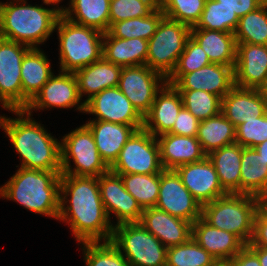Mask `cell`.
Instances as JSON below:
<instances>
[{"mask_svg":"<svg viewBox=\"0 0 267 266\" xmlns=\"http://www.w3.org/2000/svg\"><path fill=\"white\" fill-rule=\"evenodd\" d=\"M60 194L58 219L70 225L78 243L111 240L114 225L101 200L98 178L61 175Z\"/></svg>","mask_w":267,"mask_h":266,"instance_id":"6da1fadb","label":"cell"},{"mask_svg":"<svg viewBox=\"0 0 267 266\" xmlns=\"http://www.w3.org/2000/svg\"><path fill=\"white\" fill-rule=\"evenodd\" d=\"M19 118L0 116V127L22 159L21 168L62 171L61 143L24 110H12ZM27 114V115H26ZM24 115L26 117L24 118Z\"/></svg>","mask_w":267,"mask_h":266,"instance_id":"7a4b0ae2","label":"cell"},{"mask_svg":"<svg viewBox=\"0 0 267 266\" xmlns=\"http://www.w3.org/2000/svg\"><path fill=\"white\" fill-rule=\"evenodd\" d=\"M61 171L19 168L0 188V196L58 220Z\"/></svg>","mask_w":267,"mask_h":266,"instance_id":"3957f363","label":"cell"},{"mask_svg":"<svg viewBox=\"0 0 267 266\" xmlns=\"http://www.w3.org/2000/svg\"><path fill=\"white\" fill-rule=\"evenodd\" d=\"M15 1L10 4L0 2V37L36 48L56 30L64 8L26 5V0H17L21 3L15 5Z\"/></svg>","mask_w":267,"mask_h":266,"instance_id":"277c9868","label":"cell"},{"mask_svg":"<svg viewBox=\"0 0 267 266\" xmlns=\"http://www.w3.org/2000/svg\"><path fill=\"white\" fill-rule=\"evenodd\" d=\"M55 28L60 42V69L76 72L102 58L104 33L72 22L62 14Z\"/></svg>","mask_w":267,"mask_h":266,"instance_id":"5b68a950","label":"cell"},{"mask_svg":"<svg viewBox=\"0 0 267 266\" xmlns=\"http://www.w3.org/2000/svg\"><path fill=\"white\" fill-rule=\"evenodd\" d=\"M258 198L248 194L227 193L202 205V218L211 226L234 233L246 245L253 235Z\"/></svg>","mask_w":267,"mask_h":266,"instance_id":"8992f818","label":"cell"},{"mask_svg":"<svg viewBox=\"0 0 267 266\" xmlns=\"http://www.w3.org/2000/svg\"><path fill=\"white\" fill-rule=\"evenodd\" d=\"M110 241L130 266H166L168 248L140 223L115 225Z\"/></svg>","mask_w":267,"mask_h":266,"instance_id":"52a82bcc","label":"cell"},{"mask_svg":"<svg viewBox=\"0 0 267 266\" xmlns=\"http://www.w3.org/2000/svg\"><path fill=\"white\" fill-rule=\"evenodd\" d=\"M190 36L189 26L164 16L148 40L146 65L167 79L174 71Z\"/></svg>","mask_w":267,"mask_h":266,"instance_id":"ba28073f","label":"cell"},{"mask_svg":"<svg viewBox=\"0 0 267 266\" xmlns=\"http://www.w3.org/2000/svg\"><path fill=\"white\" fill-rule=\"evenodd\" d=\"M70 158L74 161V169H71ZM61 168V175L96 178L110 171L98 152L92 132L85 124L63 137Z\"/></svg>","mask_w":267,"mask_h":266,"instance_id":"9c48e42d","label":"cell"},{"mask_svg":"<svg viewBox=\"0 0 267 266\" xmlns=\"http://www.w3.org/2000/svg\"><path fill=\"white\" fill-rule=\"evenodd\" d=\"M163 170L157 137L143 128L131 135L110 167L114 174H157Z\"/></svg>","mask_w":267,"mask_h":266,"instance_id":"30bf717a","label":"cell"},{"mask_svg":"<svg viewBox=\"0 0 267 266\" xmlns=\"http://www.w3.org/2000/svg\"><path fill=\"white\" fill-rule=\"evenodd\" d=\"M29 49L0 37V102L10 111L22 110L21 64Z\"/></svg>","mask_w":267,"mask_h":266,"instance_id":"8fae6325","label":"cell"},{"mask_svg":"<svg viewBox=\"0 0 267 266\" xmlns=\"http://www.w3.org/2000/svg\"><path fill=\"white\" fill-rule=\"evenodd\" d=\"M167 79L147 65L122 67L118 88L144 117Z\"/></svg>","mask_w":267,"mask_h":266,"instance_id":"7c38bea8","label":"cell"},{"mask_svg":"<svg viewBox=\"0 0 267 266\" xmlns=\"http://www.w3.org/2000/svg\"><path fill=\"white\" fill-rule=\"evenodd\" d=\"M156 208L192 224L202 216V205L184 186L175 170L160 173L159 196Z\"/></svg>","mask_w":267,"mask_h":266,"instance_id":"4fadbf2b","label":"cell"},{"mask_svg":"<svg viewBox=\"0 0 267 266\" xmlns=\"http://www.w3.org/2000/svg\"><path fill=\"white\" fill-rule=\"evenodd\" d=\"M85 113L96 120L130 126H143V117L117 87L107 88L85 102Z\"/></svg>","mask_w":267,"mask_h":266,"instance_id":"5bb4252c","label":"cell"},{"mask_svg":"<svg viewBox=\"0 0 267 266\" xmlns=\"http://www.w3.org/2000/svg\"><path fill=\"white\" fill-rule=\"evenodd\" d=\"M100 195L107 215L114 213L117 224L139 223L143 209L137 200L125 189L120 175L111 171L98 177Z\"/></svg>","mask_w":267,"mask_h":266,"instance_id":"9a60e30c","label":"cell"},{"mask_svg":"<svg viewBox=\"0 0 267 266\" xmlns=\"http://www.w3.org/2000/svg\"><path fill=\"white\" fill-rule=\"evenodd\" d=\"M80 100L74 73L61 71L59 75L53 74L49 78L24 111L31 114L34 109L71 108L76 105L77 110L84 112L85 102L80 103Z\"/></svg>","mask_w":267,"mask_h":266,"instance_id":"2e32d148","label":"cell"},{"mask_svg":"<svg viewBox=\"0 0 267 266\" xmlns=\"http://www.w3.org/2000/svg\"><path fill=\"white\" fill-rule=\"evenodd\" d=\"M175 171L184 186L201 205L227 194L221 187L215 167L208 157L181 165Z\"/></svg>","mask_w":267,"mask_h":266,"instance_id":"e0dca14e","label":"cell"},{"mask_svg":"<svg viewBox=\"0 0 267 266\" xmlns=\"http://www.w3.org/2000/svg\"><path fill=\"white\" fill-rule=\"evenodd\" d=\"M236 44L235 86L259 90L267 80V45Z\"/></svg>","mask_w":267,"mask_h":266,"instance_id":"ac0fdd59","label":"cell"},{"mask_svg":"<svg viewBox=\"0 0 267 266\" xmlns=\"http://www.w3.org/2000/svg\"><path fill=\"white\" fill-rule=\"evenodd\" d=\"M173 86L177 90H204L222 99L235 86L234 68L211 63L185 73Z\"/></svg>","mask_w":267,"mask_h":266,"instance_id":"d6986e66","label":"cell"},{"mask_svg":"<svg viewBox=\"0 0 267 266\" xmlns=\"http://www.w3.org/2000/svg\"><path fill=\"white\" fill-rule=\"evenodd\" d=\"M183 107L180 92L166 83L157 93L149 112L143 117V129L158 137L169 133Z\"/></svg>","mask_w":267,"mask_h":266,"instance_id":"ffe728a7","label":"cell"},{"mask_svg":"<svg viewBox=\"0 0 267 266\" xmlns=\"http://www.w3.org/2000/svg\"><path fill=\"white\" fill-rule=\"evenodd\" d=\"M139 223L165 247L181 245L192 237V223L156 207L144 209Z\"/></svg>","mask_w":267,"mask_h":266,"instance_id":"44dd1931","label":"cell"},{"mask_svg":"<svg viewBox=\"0 0 267 266\" xmlns=\"http://www.w3.org/2000/svg\"><path fill=\"white\" fill-rule=\"evenodd\" d=\"M192 237L218 262H230L246 246L234 233L215 228L202 217L192 224Z\"/></svg>","mask_w":267,"mask_h":266,"instance_id":"7402d4cb","label":"cell"},{"mask_svg":"<svg viewBox=\"0 0 267 266\" xmlns=\"http://www.w3.org/2000/svg\"><path fill=\"white\" fill-rule=\"evenodd\" d=\"M221 113L236 128L247 120L264 116L267 109L260 90L234 86L221 99Z\"/></svg>","mask_w":267,"mask_h":266,"instance_id":"603a6c76","label":"cell"},{"mask_svg":"<svg viewBox=\"0 0 267 266\" xmlns=\"http://www.w3.org/2000/svg\"><path fill=\"white\" fill-rule=\"evenodd\" d=\"M93 134L98 152L111 167L131 135L143 126H130L119 123L90 120L85 124Z\"/></svg>","mask_w":267,"mask_h":266,"instance_id":"cb8c5ba5","label":"cell"},{"mask_svg":"<svg viewBox=\"0 0 267 266\" xmlns=\"http://www.w3.org/2000/svg\"><path fill=\"white\" fill-rule=\"evenodd\" d=\"M158 137L160 161L164 170H175L181 165L198 162L207 157L196 137L171 133Z\"/></svg>","mask_w":267,"mask_h":266,"instance_id":"d4e9b609","label":"cell"},{"mask_svg":"<svg viewBox=\"0 0 267 266\" xmlns=\"http://www.w3.org/2000/svg\"><path fill=\"white\" fill-rule=\"evenodd\" d=\"M122 66L106 61L103 57L92 64L74 72L78 84L79 95L87 94L86 102L104 89L117 87Z\"/></svg>","mask_w":267,"mask_h":266,"instance_id":"484cf974","label":"cell"},{"mask_svg":"<svg viewBox=\"0 0 267 266\" xmlns=\"http://www.w3.org/2000/svg\"><path fill=\"white\" fill-rule=\"evenodd\" d=\"M49 61L40 49L30 48L24 55L21 64L22 110L41 90L53 75Z\"/></svg>","mask_w":267,"mask_h":266,"instance_id":"4316f807","label":"cell"},{"mask_svg":"<svg viewBox=\"0 0 267 266\" xmlns=\"http://www.w3.org/2000/svg\"><path fill=\"white\" fill-rule=\"evenodd\" d=\"M102 57L122 67L146 65L148 41L140 38L122 39L103 35Z\"/></svg>","mask_w":267,"mask_h":266,"instance_id":"83f0119b","label":"cell"},{"mask_svg":"<svg viewBox=\"0 0 267 266\" xmlns=\"http://www.w3.org/2000/svg\"><path fill=\"white\" fill-rule=\"evenodd\" d=\"M191 37L201 45L211 63L235 68L237 44L234 33L191 28Z\"/></svg>","mask_w":267,"mask_h":266,"instance_id":"f1b7e54d","label":"cell"},{"mask_svg":"<svg viewBox=\"0 0 267 266\" xmlns=\"http://www.w3.org/2000/svg\"><path fill=\"white\" fill-rule=\"evenodd\" d=\"M207 157L215 167L223 190L230 194H240L242 146L235 142L211 152Z\"/></svg>","mask_w":267,"mask_h":266,"instance_id":"f546056e","label":"cell"},{"mask_svg":"<svg viewBox=\"0 0 267 266\" xmlns=\"http://www.w3.org/2000/svg\"><path fill=\"white\" fill-rule=\"evenodd\" d=\"M110 1L70 0V6L64 9L62 15L74 23L106 33L110 27Z\"/></svg>","mask_w":267,"mask_h":266,"instance_id":"4dcf8cb0","label":"cell"},{"mask_svg":"<svg viewBox=\"0 0 267 266\" xmlns=\"http://www.w3.org/2000/svg\"><path fill=\"white\" fill-rule=\"evenodd\" d=\"M240 170V194L267 193V162L255 148L242 147Z\"/></svg>","mask_w":267,"mask_h":266,"instance_id":"1f68e13d","label":"cell"},{"mask_svg":"<svg viewBox=\"0 0 267 266\" xmlns=\"http://www.w3.org/2000/svg\"><path fill=\"white\" fill-rule=\"evenodd\" d=\"M196 138L206 155L226 145L236 142L234 125L220 112L218 115L202 120Z\"/></svg>","mask_w":267,"mask_h":266,"instance_id":"d6a6232c","label":"cell"},{"mask_svg":"<svg viewBox=\"0 0 267 266\" xmlns=\"http://www.w3.org/2000/svg\"><path fill=\"white\" fill-rule=\"evenodd\" d=\"M164 16L162 9H155L147 16L113 23L108 33L116 38H140L148 41Z\"/></svg>","mask_w":267,"mask_h":266,"instance_id":"836d02e7","label":"cell"},{"mask_svg":"<svg viewBox=\"0 0 267 266\" xmlns=\"http://www.w3.org/2000/svg\"><path fill=\"white\" fill-rule=\"evenodd\" d=\"M234 36L236 43L267 45V0L256 10L239 18Z\"/></svg>","mask_w":267,"mask_h":266,"instance_id":"e575fe53","label":"cell"},{"mask_svg":"<svg viewBox=\"0 0 267 266\" xmlns=\"http://www.w3.org/2000/svg\"><path fill=\"white\" fill-rule=\"evenodd\" d=\"M117 175L121 176L125 189L137 200L143 210L156 206L159 196L160 173Z\"/></svg>","mask_w":267,"mask_h":266,"instance_id":"d590c367","label":"cell"},{"mask_svg":"<svg viewBox=\"0 0 267 266\" xmlns=\"http://www.w3.org/2000/svg\"><path fill=\"white\" fill-rule=\"evenodd\" d=\"M217 262L193 237L167 249L166 266H214Z\"/></svg>","mask_w":267,"mask_h":266,"instance_id":"8d00e7d4","label":"cell"},{"mask_svg":"<svg viewBox=\"0 0 267 266\" xmlns=\"http://www.w3.org/2000/svg\"><path fill=\"white\" fill-rule=\"evenodd\" d=\"M239 22V17L232 11L222 7L216 0H206L200 20L195 27L208 30H219L234 33Z\"/></svg>","mask_w":267,"mask_h":266,"instance_id":"74e56055","label":"cell"},{"mask_svg":"<svg viewBox=\"0 0 267 266\" xmlns=\"http://www.w3.org/2000/svg\"><path fill=\"white\" fill-rule=\"evenodd\" d=\"M183 106L198 120H206L221 112V98L204 90H178Z\"/></svg>","mask_w":267,"mask_h":266,"instance_id":"f35d334b","label":"cell"},{"mask_svg":"<svg viewBox=\"0 0 267 266\" xmlns=\"http://www.w3.org/2000/svg\"><path fill=\"white\" fill-rule=\"evenodd\" d=\"M211 64L201 45L191 36L187 39L184 52L179 56L176 67L167 78V83L174 85L185 73H190Z\"/></svg>","mask_w":267,"mask_h":266,"instance_id":"ab89813d","label":"cell"},{"mask_svg":"<svg viewBox=\"0 0 267 266\" xmlns=\"http://www.w3.org/2000/svg\"><path fill=\"white\" fill-rule=\"evenodd\" d=\"M86 266H130L111 241L83 242Z\"/></svg>","mask_w":267,"mask_h":266,"instance_id":"60d3db41","label":"cell"},{"mask_svg":"<svg viewBox=\"0 0 267 266\" xmlns=\"http://www.w3.org/2000/svg\"><path fill=\"white\" fill-rule=\"evenodd\" d=\"M206 0H162L163 14L173 20L195 27L200 20Z\"/></svg>","mask_w":267,"mask_h":266,"instance_id":"b9f144b4","label":"cell"},{"mask_svg":"<svg viewBox=\"0 0 267 266\" xmlns=\"http://www.w3.org/2000/svg\"><path fill=\"white\" fill-rule=\"evenodd\" d=\"M155 9L146 0H111L109 13L110 26L115 22L147 16Z\"/></svg>","mask_w":267,"mask_h":266,"instance_id":"7bdbcfd3","label":"cell"},{"mask_svg":"<svg viewBox=\"0 0 267 266\" xmlns=\"http://www.w3.org/2000/svg\"><path fill=\"white\" fill-rule=\"evenodd\" d=\"M236 143L242 147L254 148L267 140V113L247 120L235 128Z\"/></svg>","mask_w":267,"mask_h":266,"instance_id":"ee69618b","label":"cell"},{"mask_svg":"<svg viewBox=\"0 0 267 266\" xmlns=\"http://www.w3.org/2000/svg\"><path fill=\"white\" fill-rule=\"evenodd\" d=\"M199 123L200 120H198L183 106L176 118L172 130L169 133L181 136L196 137Z\"/></svg>","mask_w":267,"mask_h":266,"instance_id":"f6af8a7d","label":"cell"},{"mask_svg":"<svg viewBox=\"0 0 267 266\" xmlns=\"http://www.w3.org/2000/svg\"><path fill=\"white\" fill-rule=\"evenodd\" d=\"M239 18L259 8L266 0H216Z\"/></svg>","mask_w":267,"mask_h":266,"instance_id":"bcb514c9","label":"cell"},{"mask_svg":"<svg viewBox=\"0 0 267 266\" xmlns=\"http://www.w3.org/2000/svg\"><path fill=\"white\" fill-rule=\"evenodd\" d=\"M247 246L267 248V218L259 210L256 212L253 235Z\"/></svg>","mask_w":267,"mask_h":266,"instance_id":"7dc6e473","label":"cell"},{"mask_svg":"<svg viewBox=\"0 0 267 266\" xmlns=\"http://www.w3.org/2000/svg\"><path fill=\"white\" fill-rule=\"evenodd\" d=\"M232 266H260L257 255L246 245L230 261Z\"/></svg>","mask_w":267,"mask_h":266,"instance_id":"c3c4849f","label":"cell"},{"mask_svg":"<svg viewBox=\"0 0 267 266\" xmlns=\"http://www.w3.org/2000/svg\"><path fill=\"white\" fill-rule=\"evenodd\" d=\"M258 257L260 266H267V248L248 246Z\"/></svg>","mask_w":267,"mask_h":266,"instance_id":"681fc988","label":"cell"},{"mask_svg":"<svg viewBox=\"0 0 267 266\" xmlns=\"http://www.w3.org/2000/svg\"><path fill=\"white\" fill-rule=\"evenodd\" d=\"M258 198V210L267 218V193L260 195Z\"/></svg>","mask_w":267,"mask_h":266,"instance_id":"f907efd6","label":"cell"},{"mask_svg":"<svg viewBox=\"0 0 267 266\" xmlns=\"http://www.w3.org/2000/svg\"><path fill=\"white\" fill-rule=\"evenodd\" d=\"M258 153L262 156L263 160L267 162V140L254 147Z\"/></svg>","mask_w":267,"mask_h":266,"instance_id":"816d5d0a","label":"cell"},{"mask_svg":"<svg viewBox=\"0 0 267 266\" xmlns=\"http://www.w3.org/2000/svg\"><path fill=\"white\" fill-rule=\"evenodd\" d=\"M259 90H260V92H261V94L263 96L264 103H265L266 109H267V80Z\"/></svg>","mask_w":267,"mask_h":266,"instance_id":"f5cc1de1","label":"cell"},{"mask_svg":"<svg viewBox=\"0 0 267 266\" xmlns=\"http://www.w3.org/2000/svg\"><path fill=\"white\" fill-rule=\"evenodd\" d=\"M150 4H152L156 9H161L162 7V0H146Z\"/></svg>","mask_w":267,"mask_h":266,"instance_id":"db71d44e","label":"cell"},{"mask_svg":"<svg viewBox=\"0 0 267 266\" xmlns=\"http://www.w3.org/2000/svg\"><path fill=\"white\" fill-rule=\"evenodd\" d=\"M60 1H61V0H43V3H44V4H47V5H48V4H49V5H50V4L53 5V4H56V3L58 4Z\"/></svg>","mask_w":267,"mask_h":266,"instance_id":"11a10c76","label":"cell"},{"mask_svg":"<svg viewBox=\"0 0 267 266\" xmlns=\"http://www.w3.org/2000/svg\"><path fill=\"white\" fill-rule=\"evenodd\" d=\"M214 266H232L230 262H217Z\"/></svg>","mask_w":267,"mask_h":266,"instance_id":"9f6ffc18","label":"cell"}]
</instances>
